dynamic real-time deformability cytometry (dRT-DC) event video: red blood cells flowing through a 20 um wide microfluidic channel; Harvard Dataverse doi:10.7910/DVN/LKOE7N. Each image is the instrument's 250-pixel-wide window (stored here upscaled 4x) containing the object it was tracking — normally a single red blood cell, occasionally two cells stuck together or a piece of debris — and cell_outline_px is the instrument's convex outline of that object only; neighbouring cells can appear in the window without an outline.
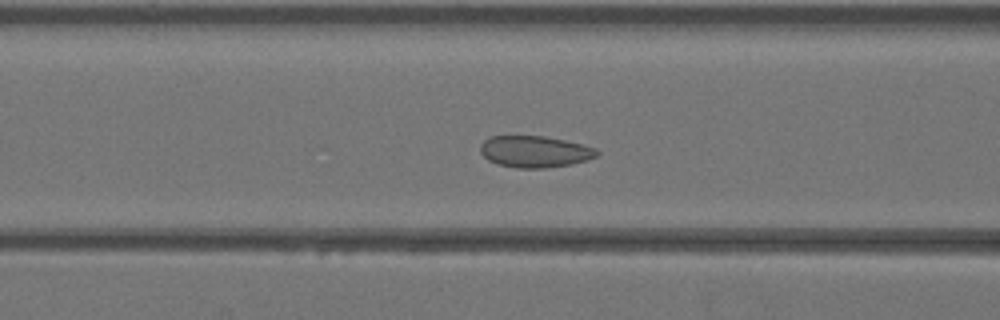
{"species": "Egyptian fruit bat (a non-hibernating species)", "species_latin": "Rousettus aegyptiacus", "temperature_condition": "warm", "stored_images_in_passage": 44, "camera_frame_rate_fps": 3000, "um_per_image_px": 0.085, "animal": {"sex": "female"}, "frame": {"image": 1, "passage_image": 18, "time_ms": 5.667, "image_size_px": [1000, 320], "cell_outline_px": [[600, 152], [596, 156], [588, 160], [572, 164], [544, 168], [516, 168], [496, 164], [488, 160], [480, 152], [480, 144], [484, 140], [492, 136], [544, 136], [564, 140], [596, 148]], "centroid_in_image_um": [45.44, 12.89], "position_along_channel_um": 121.2, "area_um2": 21.5}}
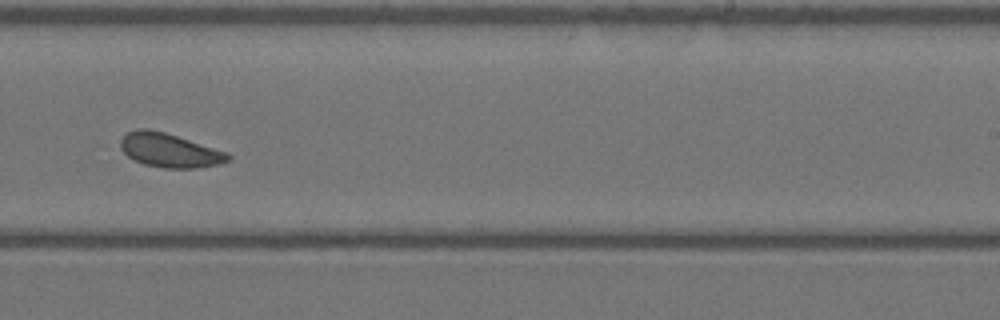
{"frame": {"image": 2, "passage_image": 28, "time_ms": 9.0, "image_size_px": [1000, 320], "cell_outline_px": [[232, 156], [228, 160], [220, 164], [196, 168], [164, 168], [144, 164], [128, 156], [120, 148], [120, 140], [128, 132], [136, 128], [148, 128], [164, 132], [228, 152]], "centroid_in_image_um": [14.41, 12.77], "position_along_channel_um": 274.6, "area_um2": 21.21}}
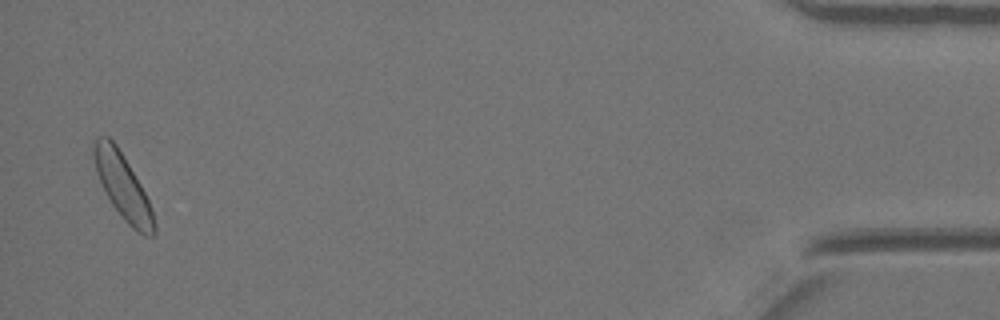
{"frame": {"image": 3, "passage_image": 43, "time_ms": 14.0, "image_size_px": [1000, 320], "cell_outline_px": [[156, 232], [152, 236], [144, 236], [136, 232], [124, 220], [112, 204], [96, 172], [92, 152], [92, 144], [96, 136], [108, 136], [116, 144], [140, 184], [152, 208], [156, 224]], "centroid_in_image_um": [10.44, 15.86], "position_along_channel_um": 424.8, "area_um2": 22.72}}